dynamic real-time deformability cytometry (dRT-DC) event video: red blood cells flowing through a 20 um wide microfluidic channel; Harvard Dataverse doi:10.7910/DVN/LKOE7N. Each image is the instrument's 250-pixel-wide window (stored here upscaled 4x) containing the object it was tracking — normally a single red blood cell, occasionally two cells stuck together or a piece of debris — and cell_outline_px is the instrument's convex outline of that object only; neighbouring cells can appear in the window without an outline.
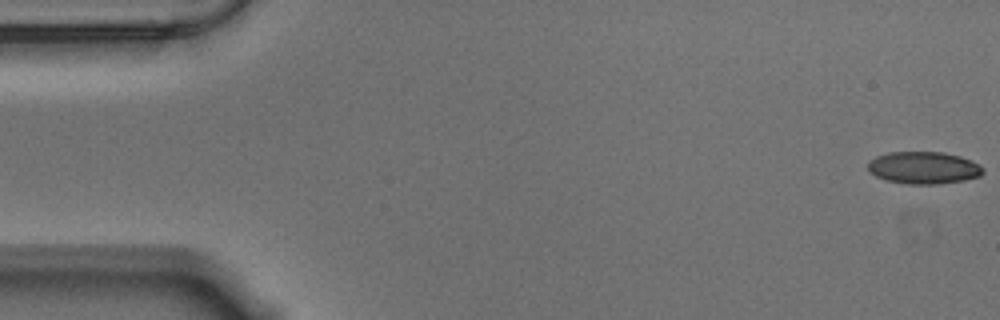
{"species": "Egyptian fruit bat (a non-hibernating species)", "species_latin": "Rousettus aegyptiacus", "temperature_condition": "warm", "stored_images_in_passage": 57, "camera_frame_rate_fps": 3000, "um_per_image_px": 0.085, "animal": {"sex": "male"}, "frame": {"image": 1, "passage_image": 1, "time_ms": 0.0, "image_size_px": [1000, 320], "cell_outline_px": [[984, 172], [980, 176], [964, 180], [936, 184], [908, 184], [884, 180], [868, 172], [868, 160], [876, 156], [888, 152], [944, 152], [960, 156], [972, 160], [980, 164], [984, 168]], "centroid_in_image_um": [78.5, 14.25], "position_along_channel_um": 6.5, "area_um2": 21.91}}
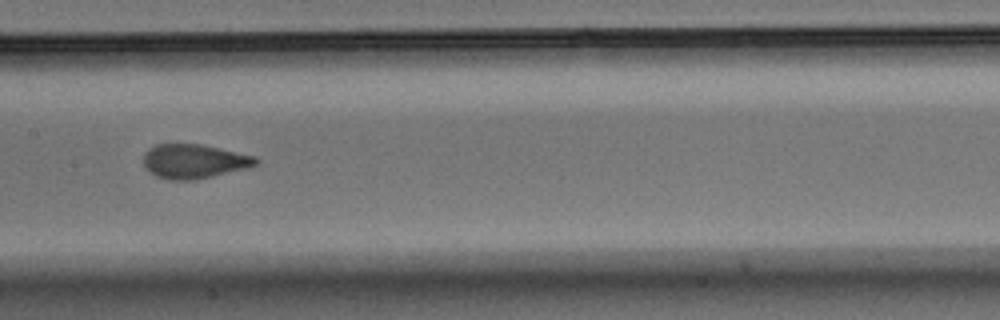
{"frame": {"image": 2, "passage_image": 28, "time_ms": 9.0, "image_size_px": [1000, 320], "cell_outline_px": [[260, 164], [248, 168], [196, 180], [168, 180], [156, 176], [144, 168], [144, 152], [148, 148], [156, 144], [200, 144], [256, 156], [260, 160]], "centroid_in_image_um": [16.51, 13.72], "position_along_channel_um": 190.9, "area_um2": 22.72}}
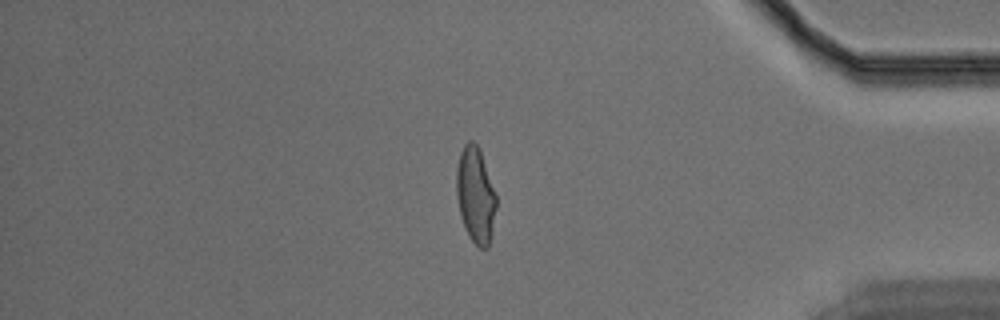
{"frame": {"image": 3, "passage_image": 48, "time_ms": 15.667, "image_size_px": [1000, 320], "cell_outline_px": [[496, 208], [492, 232], [488, 248], [480, 248], [468, 236], [460, 212], [456, 196], [456, 168], [460, 152], [464, 144], [468, 140], [472, 140], [480, 148], [496, 196]], "centroid_in_image_um": [40.41, 16.55], "position_along_channel_um": 394.8, "area_um2": 22.2}, "authors_computed_cell_mechanics": {"area_um2": 22.4264, "velocity_mm_per_s": 3.5333, "shape_relaxation_time_tau1_ms": 5.3259, "shape_relaxation_time_tau2_ms": 0.6073, "deformation_change_tau1": 0.1676, "deformation_change_tau2": 0.0789}}